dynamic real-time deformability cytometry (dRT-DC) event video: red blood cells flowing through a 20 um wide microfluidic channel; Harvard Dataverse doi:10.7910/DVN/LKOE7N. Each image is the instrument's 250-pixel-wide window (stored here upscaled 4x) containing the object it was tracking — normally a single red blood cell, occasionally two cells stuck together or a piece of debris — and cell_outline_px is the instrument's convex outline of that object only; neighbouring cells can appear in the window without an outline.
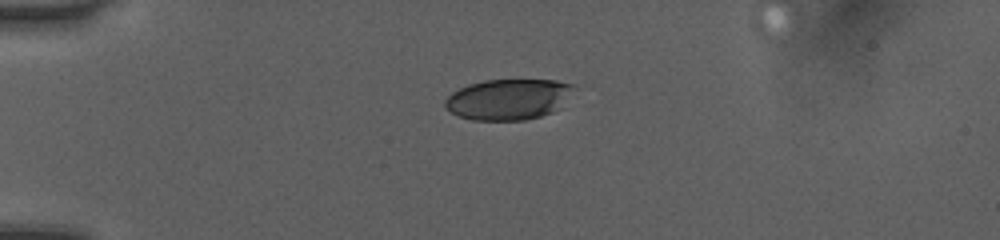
{"species": "human", "species_latin": "Homo sapiens", "temperature_condition": "room temperature", "stored_images_in_passage": 39, "camera_frame_rate_fps": 3000, "um_per_image_px": 0.085, "donor": {"sex": "female"}, "frame": {"image": 1, "passage_image": 1, "time_ms": 0.0, "image_size_px": [1000, 240], "cell_outline_px": [[572, 88], [564, 108], [540, 116], [524, 120], [472, 120], [460, 116], [444, 108], [444, 100], [452, 92], [468, 84], [484, 80], [556, 80], [572, 84]], "centroid_in_image_um": [43.21, 8.44], "position_along_channel_um": 41.8, "area_um2": 30.69}}
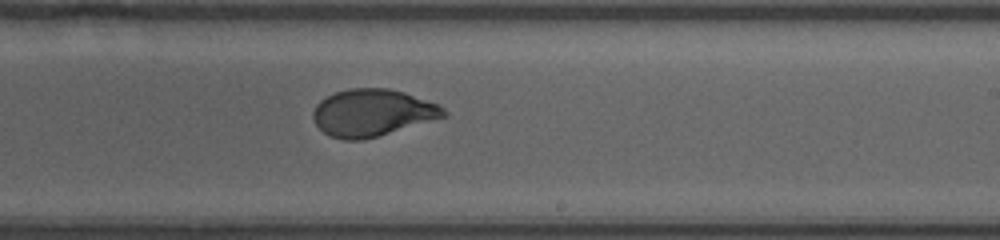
{"frame": {"image": 2, "passage_image": 20, "time_ms": 6.333, "image_size_px": [1000, 240], "cell_outline_px": [[448, 116], [376, 136], [360, 140], [344, 140], [328, 136], [316, 124], [312, 116], [312, 112], [316, 104], [320, 100], [336, 92], [348, 88], [388, 88], [404, 92], [440, 104], [448, 112]], "centroid_in_image_um": [31.66, 9.57], "position_along_channel_um": 257.3, "area_um2": 35.84}}
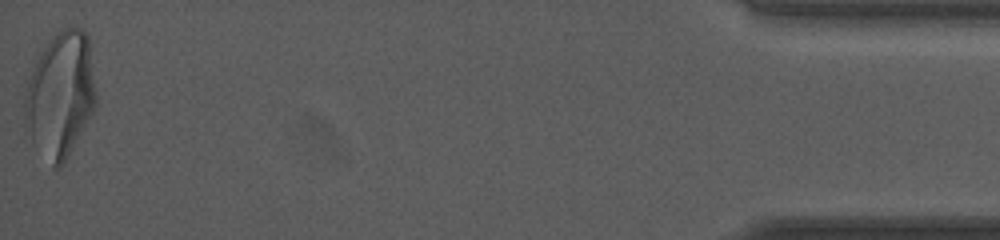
{"frame": {"image": 3, "passage_image": 39, "time_ms": 12.667, "image_size_px": [1000, 240], "cell_outline_px": [[96, 104], [92, 112], [68, 156], [60, 168], [52, 168], [32, 140], [24, 124], [24, 96], [28, 80], [40, 52], [56, 32], [60, 28], [80, 28], [88, 36], [96, 96]], "centroid_in_image_um": [5.11, 8.06], "position_along_channel_um": 430.1, "area_um2": 51.62}, "authors_computed_cell_mechanics": {"area_um2": 35.9516, "velocity_mm_per_s": 4.0687, "shape_relaxation_time_tau1_ms": 3.9187, "shape_relaxation_time_tau2_ms": null, "deformation_change_tau1": 0.1818, "deformation_change_tau2": null}}